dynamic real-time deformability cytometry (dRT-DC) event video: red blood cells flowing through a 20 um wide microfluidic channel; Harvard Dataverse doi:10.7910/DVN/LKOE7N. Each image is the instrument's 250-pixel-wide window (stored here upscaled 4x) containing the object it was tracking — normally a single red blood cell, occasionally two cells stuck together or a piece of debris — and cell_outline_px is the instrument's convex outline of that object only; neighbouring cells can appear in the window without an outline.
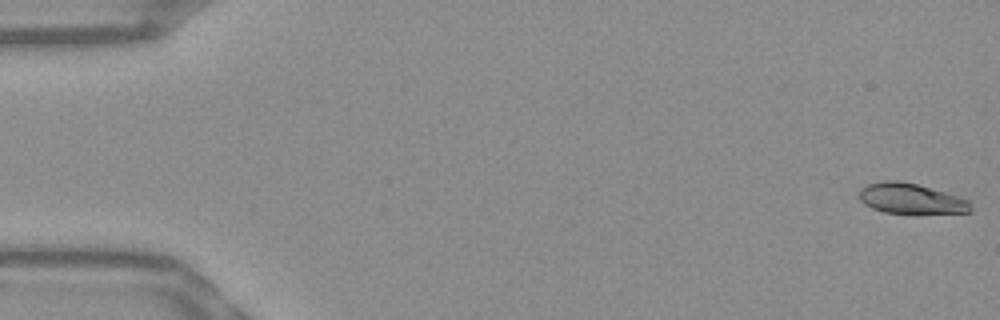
{"species": "Egyptian fruit bat (a non-hibernating species)", "species_latin": "Rousettus aegyptiacus", "temperature_condition": "warm", "stored_images_in_passage": 51, "camera_frame_rate_fps": 3000, "um_per_image_px": 0.085, "frame": {"image": 1, "passage_image": 1, "time_ms": 0.0, "image_size_px": [1000, 320], "cell_outline_px": [[972, 212], [884, 212], [872, 208], [864, 204], [860, 200], [860, 188], [868, 184], [884, 180], [900, 180], [916, 184], [960, 196], [968, 200], [972, 208]], "centroid_in_image_um": [77.41, 16.85], "position_along_channel_um": 7.6, "area_um2": 19.36}}
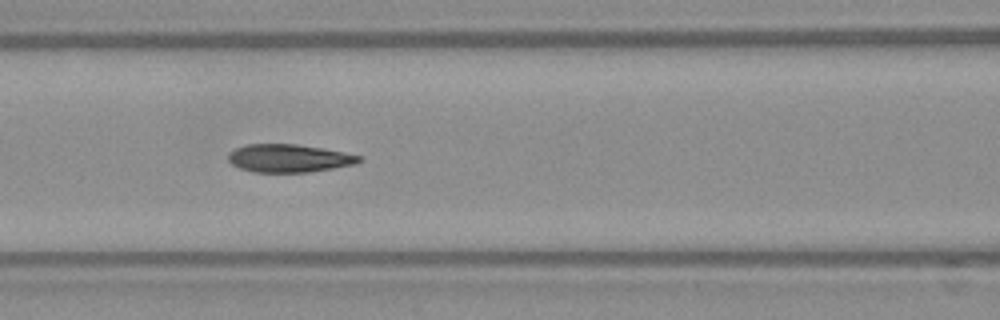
{"frame": {"image": 2, "passage_image": 23, "time_ms": 7.333, "image_size_px": [1000, 320], "cell_outline_px": [[364, 160], [356, 164], [308, 172], [252, 172], [240, 168], [232, 164], [228, 160], [228, 152], [236, 148], [248, 144], [296, 144], [344, 152], [360, 156]], "centroid_in_image_um": [24.55, 13.45], "position_along_channel_um": 142.1, "area_um2": 21.27}}
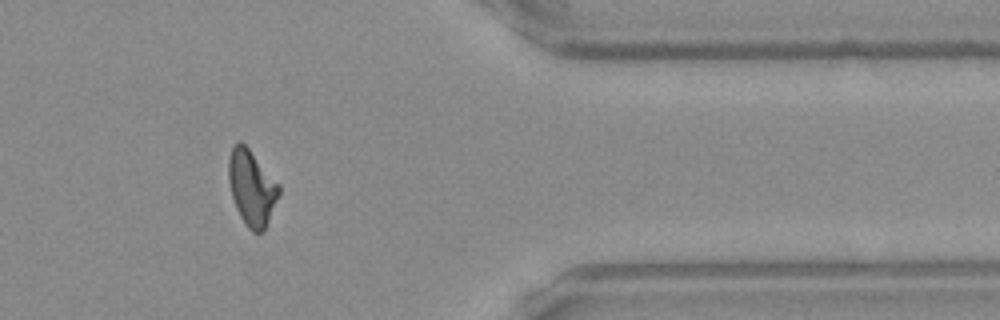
{"frame": {"image": 3, "passage_image": 44, "time_ms": 14.333, "image_size_px": [1000, 320], "cell_outline_px": [[280, 192], [264, 232], [252, 232], [248, 228], [240, 216], [236, 208], [232, 196], [228, 180], [228, 160], [232, 148], [240, 140], [248, 148], [280, 184]], "centroid_in_image_um": [21.4, 15.97], "position_along_channel_um": 390.0, "area_um2": 22.02}}